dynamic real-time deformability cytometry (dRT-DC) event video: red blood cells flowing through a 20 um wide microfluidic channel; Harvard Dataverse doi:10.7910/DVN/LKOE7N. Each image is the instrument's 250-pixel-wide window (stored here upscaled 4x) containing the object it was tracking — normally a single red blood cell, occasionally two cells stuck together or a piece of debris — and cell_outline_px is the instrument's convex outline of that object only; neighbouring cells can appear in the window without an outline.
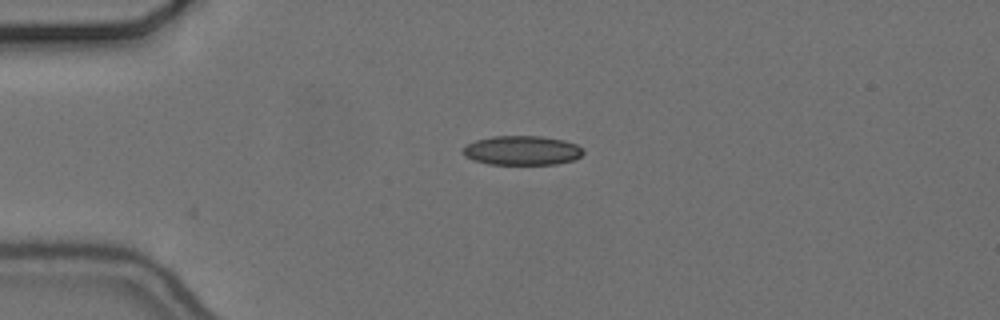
{"species": "common noctule bat (a hibernating species)", "species_latin": "Nyctalus noctula", "temperature_condition": "cold", "stored_images_in_passage": 42, "camera_frame_rate_fps": 3000, "um_per_image_px": 0.085, "animal": {"sex": "female", "body_mass_g": 24.6, "forearm_length_mm": 56.2}, "frame": {"image": 1, "passage_image": 1, "time_ms": 0.0, "image_size_px": [1000, 320], "cell_outline_px": [[584, 152], [576, 160], [556, 164], [488, 164], [472, 160], [464, 156], [460, 148], [476, 140], [492, 136], [540, 136], [564, 140], [576, 144]], "centroid_in_image_um": [44.34, 12.79], "position_along_channel_um": 40.7, "area_um2": 20.69}}
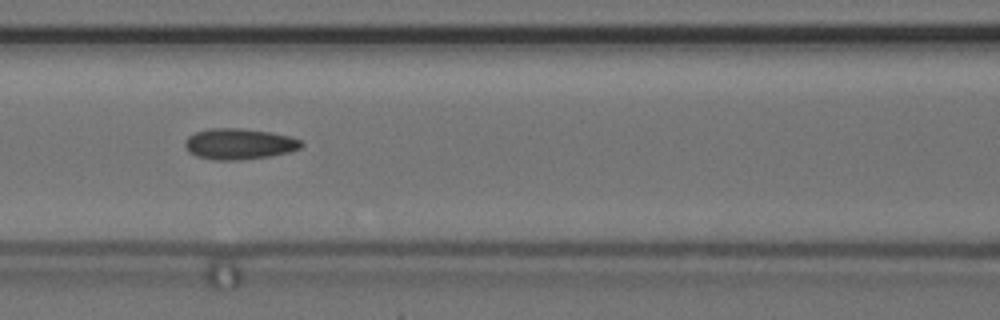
{"frame": {"image": 2, "passage_image": 12, "time_ms": 3.667, "image_size_px": [1000, 320], "cell_outline_px": [[304, 144], [300, 148], [288, 152], [272, 156], [240, 160], [212, 160], [196, 156], [188, 152], [184, 144], [184, 140], [188, 136], [196, 132], [208, 128], [240, 128], [272, 132], [292, 136], [300, 140]], "centroid_in_image_um": [20.32, 12.23], "position_along_channel_um": 146.3, "area_um2": 21.27}}
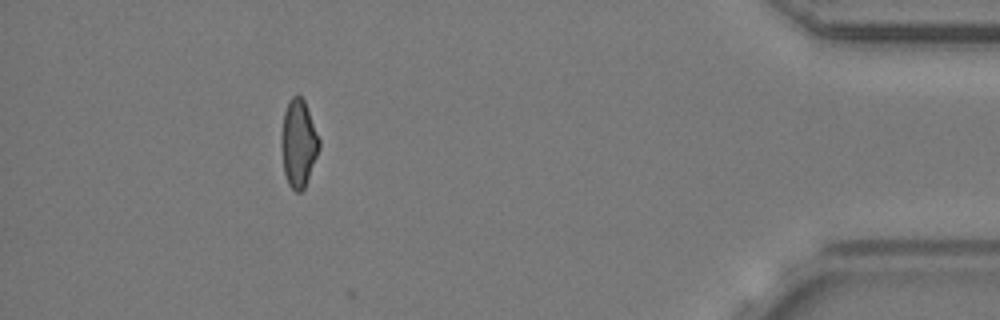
{"frame": {"image": 3, "passage_image": 38, "time_ms": 12.333, "image_size_px": [1000, 320], "cell_outline_px": [[320, 148], [304, 188], [300, 192], [296, 192], [288, 184], [284, 172], [280, 148], [280, 140], [284, 112], [288, 100], [292, 96], [300, 96], [304, 100], [320, 140]], "centroid_in_image_um": [25.35, 12.18], "position_along_channel_um": 409.8, "area_um2": 19.31}, "authors_computed_cell_mechanics": {"area_um2": 20.1722, "velocity_mm_per_s": 3.6821, "shape_relaxation_time_tau1_ms": null, "shape_relaxation_time_tau2_ms": 2.5329, "deformation_change_tau1": null, "deformation_change_tau2": 0.0892}}